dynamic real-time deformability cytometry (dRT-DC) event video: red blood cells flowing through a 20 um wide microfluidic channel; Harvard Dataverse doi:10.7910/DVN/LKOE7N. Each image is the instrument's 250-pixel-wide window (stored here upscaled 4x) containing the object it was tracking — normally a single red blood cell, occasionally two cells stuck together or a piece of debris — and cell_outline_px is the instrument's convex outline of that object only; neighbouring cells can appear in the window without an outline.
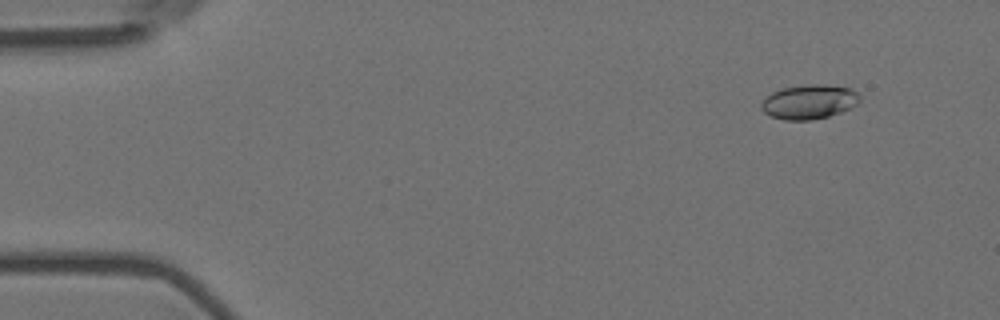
{"species": "Egyptian fruit bat (a non-hibernating species)", "species_latin": "Rousettus aegyptiacus", "temperature_condition": "room temperature", "stored_images_in_passage": 10, "camera_frame_rate_fps": 3000, "um_per_image_px": 0.085, "animal": {"sex": "female"}, "frame": {"image": 1, "passage_image": 2, "time_ms": 0.333, "image_size_px": [1000, 320], "cell_outline_px": [[860, 100], [852, 108], [828, 116], [812, 120], [784, 120], [772, 116], [764, 112], [760, 108], [760, 104], [772, 92], [784, 88], [808, 84], [820, 84], [852, 88], [860, 96]], "centroid_in_image_um": [68.79, 8.66], "position_along_channel_um": 16.2, "area_um2": 19.65}}
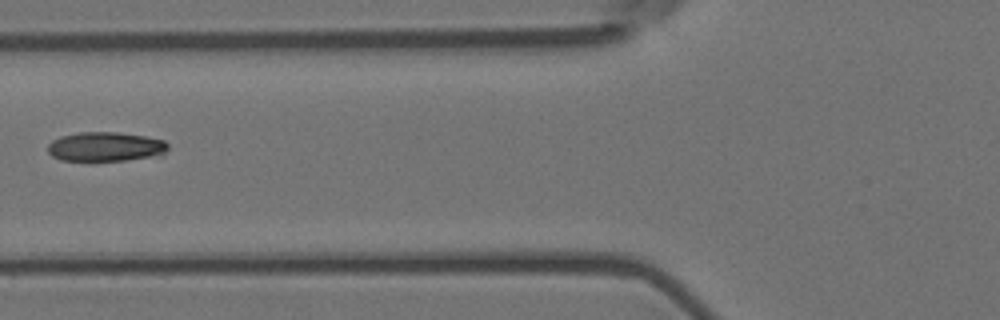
{"frame": {"image": 2, "passage_image": 7, "time_ms": 2.0, "image_size_px": [1000, 320], "cell_outline_px": [[168, 148], [160, 156], [124, 160], [60, 160], [52, 156], [48, 152], [48, 144], [52, 140], [60, 136], [80, 132], [116, 132], [144, 136], [164, 140], [168, 144]], "centroid_in_image_um": [8.96, 12.46], "position_along_channel_um": 116.8, "area_um2": 20.52}}
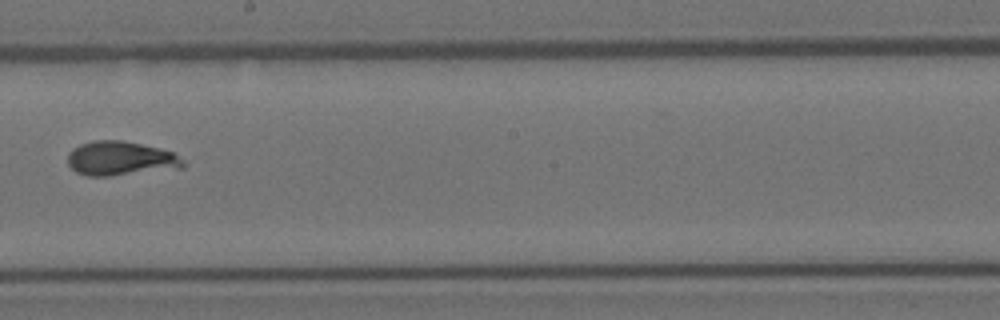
{"frame": {"image": 3, "passage_image": 10, "time_ms": 3.0, "image_size_px": [1000, 320], "cell_outline_px": [[184, 168], [108, 176], [88, 176], [76, 172], [68, 164], [68, 152], [72, 148], [80, 144], [92, 140], [120, 140], [140, 144], [172, 152], [184, 160]], "centroid_in_image_um": [10.22, 13.48], "position_along_channel_um": 238.0, "area_um2": 23.0}}